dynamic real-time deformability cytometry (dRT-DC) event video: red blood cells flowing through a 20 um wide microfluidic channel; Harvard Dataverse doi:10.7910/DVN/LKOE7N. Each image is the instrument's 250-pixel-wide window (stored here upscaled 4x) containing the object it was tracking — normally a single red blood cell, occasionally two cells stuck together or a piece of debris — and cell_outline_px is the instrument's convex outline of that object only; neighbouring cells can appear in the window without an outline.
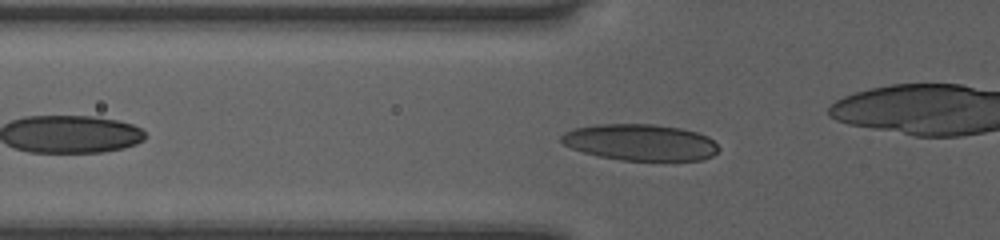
{"species": "human", "species_latin": "Homo sapiens", "temperature_condition": "room temperature", "stored_images_in_passage": 41, "camera_frame_rate_fps": 3000, "um_per_image_px": 0.085, "donor": {"sex": "female"}, "frame": {"image": 1, "passage_image": 7, "time_ms": 2.0, "image_size_px": [1000, 240], "cell_outline_px": [[720, 148], [712, 156], [700, 160], [620, 160], [596, 156], [572, 148], [564, 144], [560, 140], [560, 136], [564, 132], [576, 128], [596, 124], [656, 124], [680, 128], [696, 132], [708, 136]], "centroid_in_image_um": [54.41, 12.09], "position_along_channel_um": 71.4, "area_um2": 33.35}}
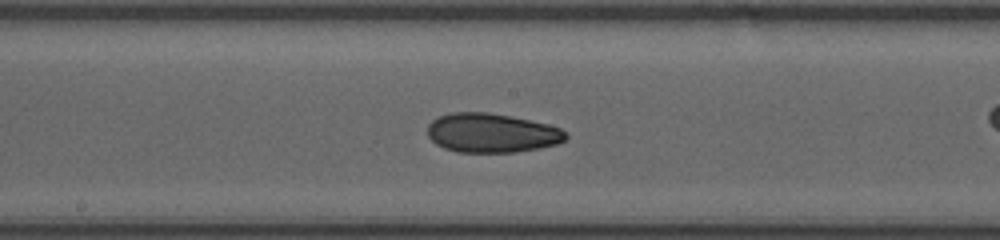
{"frame": {"image": 2, "passage_image": 17, "time_ms": 5.333, "image_size_px": [1000, 240], "cell_outline_px": [[568, 136], [564, 140], [556, 144], [540, 148], [516, 152], [456, 152], [444, 148], [436, 144], [428, 136], [428, 124], [436, 116], [452, 112], [488, 112], [512, 116], [548, 124], [560, 128], [568, 132]], "centroid_in_image_um": [41.79, 11.29], "position_along_channel_um": 206.4, "area_um2": 31.85}}
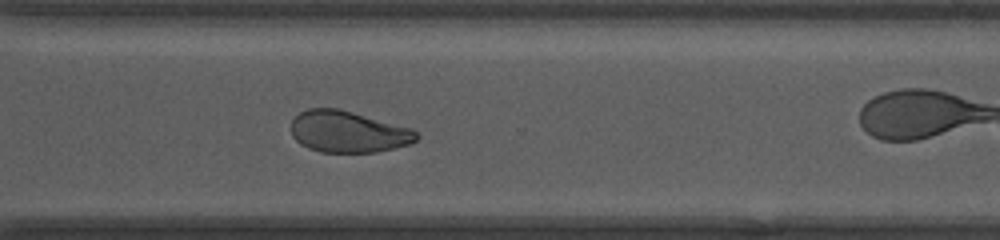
{"frame": {"image": 3, "passage_image": 27, "time_ms": 8.667, "image_size_px": [1000, 240], "cell_outline_px": [[420, 136], [416, 140], [408, 144], [376, 152], [320, 152], [308, 148], [300, 144], [292, 136], [292, 120], [300, 112], [308, 108], [336, 108], [352, 112], [412, 128]], "centroid_in_image_um": [29.57, 11.2], "position_along_channel_um": 341.0, "area_um2": 30.17}, "authors_computed_cell_mechanics": {"area_um2": 31.8478, "velocity_mm_per_s": 4.0613, "shape_relaxation_time_tau1_ms": 10.6232, "shape_relaxation_time_tau2_ms": 3.1308, "deformation_change_tau1": 0.2119, "deformation_change_tau2": 0.0858}}